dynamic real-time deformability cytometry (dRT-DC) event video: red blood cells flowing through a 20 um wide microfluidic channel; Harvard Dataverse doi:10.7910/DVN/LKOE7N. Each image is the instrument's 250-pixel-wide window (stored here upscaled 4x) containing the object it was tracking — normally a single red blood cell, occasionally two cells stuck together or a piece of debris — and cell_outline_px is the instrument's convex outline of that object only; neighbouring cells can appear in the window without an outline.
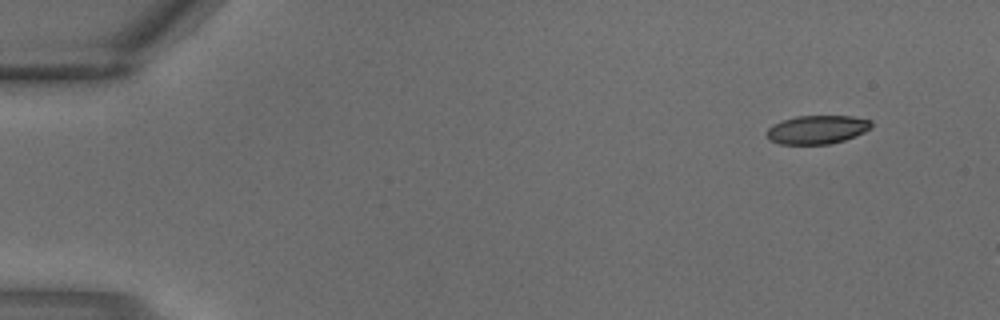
{"species": "common noctule bat (a hibernating species)", "species_latin": "Nyctalus noctula", "temperature_condition": "warm", "stored_images_in_passage": 4, "camera_frame_rate_fps": 3000, "um_per_image_px": 0.085, "animal": {"sex": "male", "body_mass_g": 18.8}, "frame": {"image": 1, "passage_image": 1, "time_ms": 0.0, "image_size_px": [1000, 320], "cell_outline_px": [[872, 128], [856, 136], [844, 140], [828, 144], [780, 144], [772, 140], [768, 136], [768, 128], [772, 124], [780, 120], [796, 116], [852, 116], [872, 120]], "centroid_in_image_um": [69.49, 11.0], "position_along_channel_um": 15.5, "area_um2": 17.46}}